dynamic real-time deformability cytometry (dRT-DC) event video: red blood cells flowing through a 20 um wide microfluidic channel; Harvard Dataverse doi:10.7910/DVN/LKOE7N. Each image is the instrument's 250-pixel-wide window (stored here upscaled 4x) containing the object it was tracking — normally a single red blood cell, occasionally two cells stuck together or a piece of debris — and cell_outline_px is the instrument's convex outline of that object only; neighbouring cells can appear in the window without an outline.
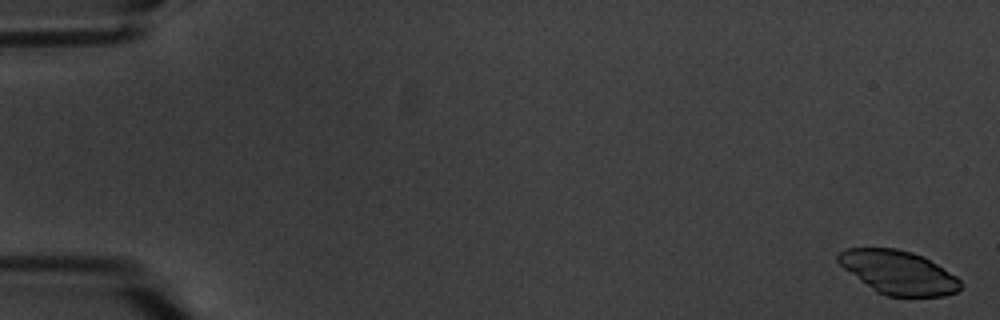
{"species": "common noctule bat (a hibernating species)", "species_latin": "Nyctalus noctula", "temperature_condition": "warm", "stored_images_in_passage": 6, "camera_frame_rate_fps": 3000, "um_per_image_px": 0.085, "animal": {"sex": "male", "body_mass_g": 20.1, "forearm_length_mm": 53.5}, "frame": {"image": 1, "passage_image": 1, "time_ms": 0.0, "image_size_px": [1000, 320], "cell_outline_px": [[960, 288], [956, 292], [944, 296], [888, 296], [876, 292], [844, 268], [836, 260], [836, 252], [844, 248], [896, 248], [912, 252], [924, 256], [956, 276], [960, 280]], "centroid_in_image_um": [76.33, 23.13], "position_along_channel_um": 8.7, "area_um2": 31.04}}